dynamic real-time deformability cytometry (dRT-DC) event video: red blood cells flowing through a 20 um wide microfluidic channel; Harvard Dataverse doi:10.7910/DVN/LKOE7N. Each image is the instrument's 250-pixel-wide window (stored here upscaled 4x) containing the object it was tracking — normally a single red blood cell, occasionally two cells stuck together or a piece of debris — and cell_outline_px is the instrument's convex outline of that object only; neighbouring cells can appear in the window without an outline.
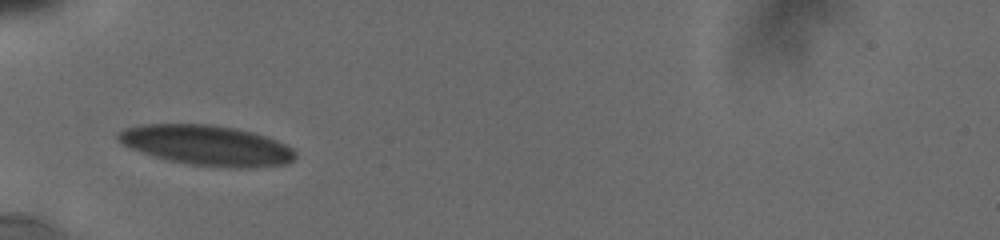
{"species": "human", "species_latin": "Homo sapiens", "temperature_condition": "cold", "stored_images_in_passage": 18, "camera_frame_rate_fps": 3000, "um_per_image_px": 0.085, "donor": {"sex": "male"}, "frame": {"image": 1, "passage_image": 1, "time_ms": 0.0, "image_size_px": [1000, 240], "cell_outline_px": [[296, 156], [288, 164], [248, 168], [228, 168], [188, 164], [168, 160], [152, 156], [132, 148], [116, 140], [116, 132], [124, 128], [140, 124], [212, 124], [236, 128], [252, 132], [276, 140], [292, 148], [296, 152]], "centroid_in_image_um": [17.56, 12.35], "position_along_channel_um": 67.4, "area_um2": 41.73}}
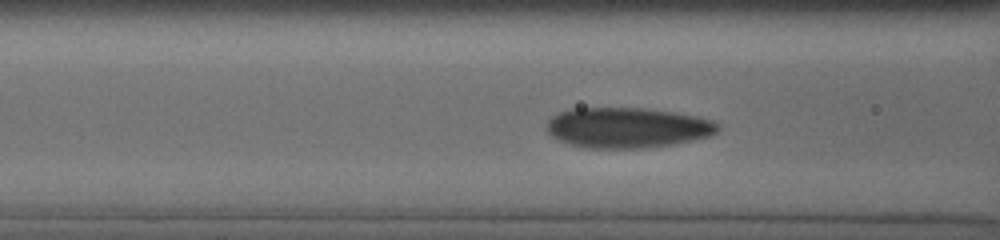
{"frame": {"image": 2, "passage_image": 12, "time_ms": 1.333, "image_size_px": [1000, 240], "cell_outline_px": [[720, 128], [716, 132], [708, 136], [692, 140], [672, 144], [644, 148], [584, 148], [568, 144], [556, 140], [548, 132], [548, 120], [552, 116], [560, 112], [572, 108], [644, 108], [672, 112], [696, 116], [712, 120], [720, 124]], "centroid_in_image_um": [53.3, 10.85], "position_along_channel_um": 113.3, "area_um2": 40.29}}